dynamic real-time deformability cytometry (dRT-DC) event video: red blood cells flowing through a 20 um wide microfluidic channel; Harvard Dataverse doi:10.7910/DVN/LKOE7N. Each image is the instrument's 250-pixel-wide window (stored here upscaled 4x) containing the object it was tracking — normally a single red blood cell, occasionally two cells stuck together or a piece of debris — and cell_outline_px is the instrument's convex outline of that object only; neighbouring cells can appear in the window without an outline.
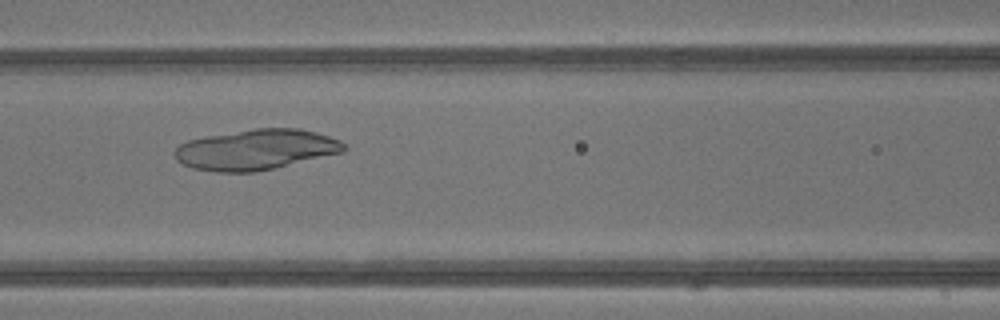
{"species": "common noctule bat (a hibernating species)", "species_latin": "Nyctalus noctula", "temperature_condition": "warm", "stored_images_in_passage": 30, "camera_frame_rate_fps": 3000, "um_per_image_px": 0.085, "animal": {"sex": "male", "body_mass_g": 13.3}, "frame": {"image": 1, "passage_image": 7, "time_ms": 2.0, "image_size_px": [1000, 320], "cell_outline_px": [[348, 148], [344, 152], [256, 172], [216, 172], [192, 168], [176, 160], [172, 152], [180, 144], [188, 140], [208, 136], [256, 128], [300, 128], [316, 132], [340, 140]], "centroid_in_image_um": [21.76, 12.72], "position_along_channel_um": 144.8, "area_um2": 39.88}}
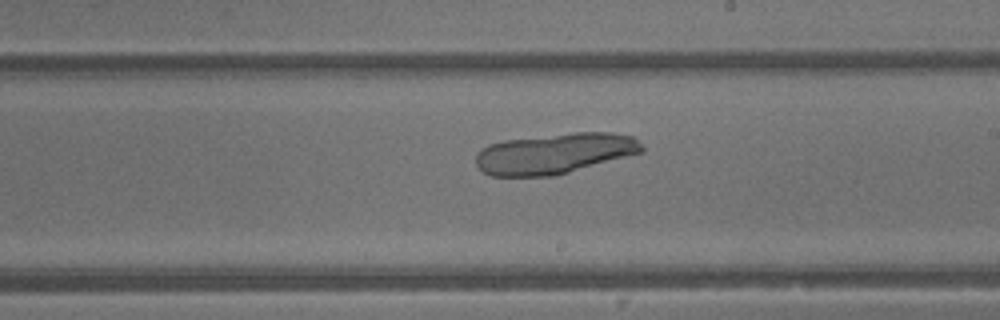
{"frame": {"image": 2, "passage_image": 13, "time_ms": 4.0, "image_size_px": [1000, 320], "cell_outline_px": [[644, 152], [568, 172], [552, 176], [492, 176], [484, 172], [476, 164], [476, 152], [488, 144], [504, 140], [572, 132], [612, 132], [632, 136], [644, 148]], "centroid_in_image_um": [47.13, 13.04], "position_along_channel_um": 241.9, "area_um2": 39.25}}
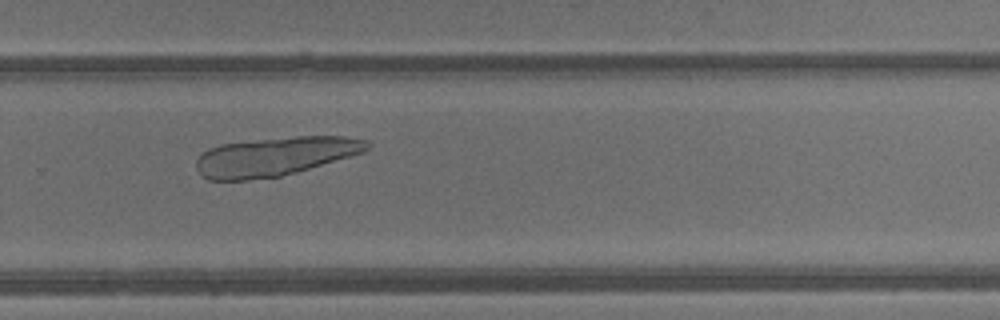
{"frame": {"image": 3, "passage_image": 17, "time_ms": 5.333, "image_size_px": [1000, 320], "cell_outline_px": [[372, 144], [364, 152], [296, 172], [280, 176], [248, 180], [208, 180], [196, 168], [196, 160], [208, 148], [220, 144], [296, 136], [344, 136], [368, 140]], "centroid_in_image_um": [23.39, 13.29], "position_along_channel_um": 306.4, "area_um2": 38.44}}